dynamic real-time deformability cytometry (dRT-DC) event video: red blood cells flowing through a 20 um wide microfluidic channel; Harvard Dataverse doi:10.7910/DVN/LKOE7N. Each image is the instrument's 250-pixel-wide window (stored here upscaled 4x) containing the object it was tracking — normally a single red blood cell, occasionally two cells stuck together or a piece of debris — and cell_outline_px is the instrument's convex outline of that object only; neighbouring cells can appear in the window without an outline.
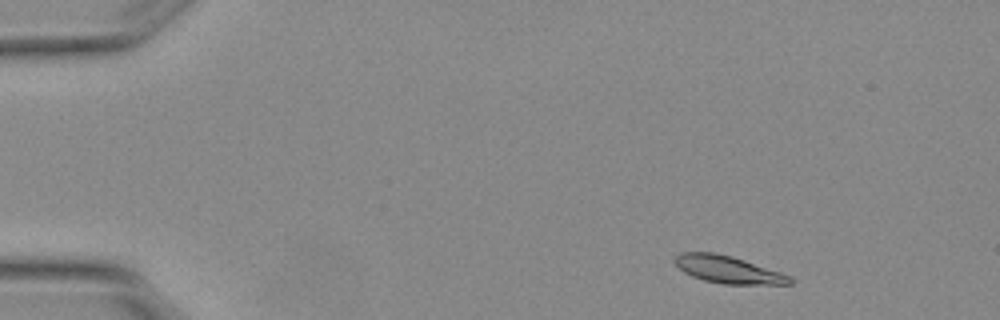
{"species": "Egyptian fruit bat (a non-hibernating species)", "species_latin": "Rousettus aegyptiacus", "temperature_condition": "warm", "stored_images_in_passage": 6, "camera_frame_rate_fps": 3000, "um_per_image_px": 0.085, "animal": {"sex": "female"}, "frame": {"image": 1, "passage_image": 1, "time_ms": 0.0, "image_size_px": [1000, 320], "cell_outline_px": [[792, 284], [724, 284], [704, 280], [692, 276], [684, 272], [676, 264], [676, 256], [680, 252], [712, 252], [732, 256], [792, 276]], "centroid_in_image_um": [61.9, 22.91], "position_along_channel_um": 23.1, "area_um2": 18.09}}
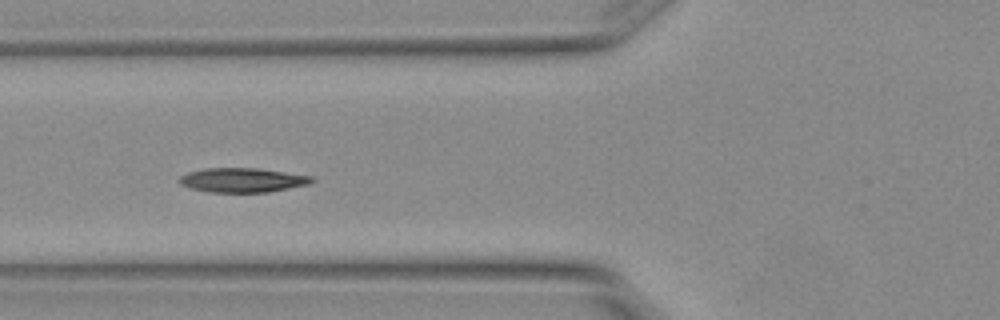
{"frame": {"image": 2, "passage_image": 5, "time_ms": 1.333, "image_size_px": [1000, 320], "cell_outline_px": [[316, 180], [312, 184], [268, 192], [208, 192], [192, 188], [180, 184], [176, 180], [180, 176], [188, 172], [204, 168], [256, 168], [312, 176]], "centroid_in_image_um": [20.62, 15.31], "position_along_channel_um": 105.2, "area_um2": 18.9}}
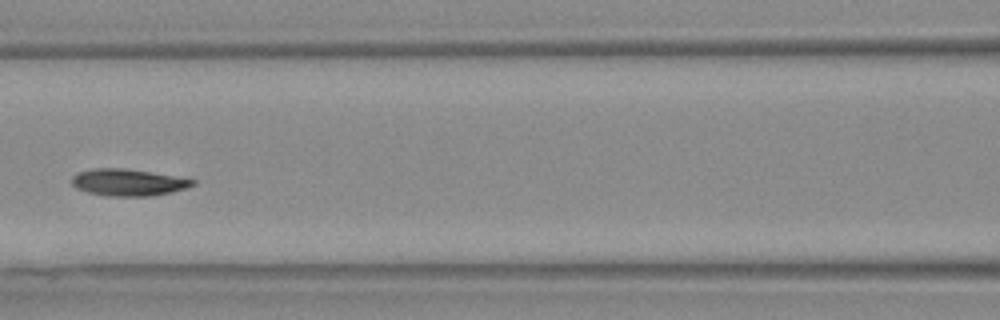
{"frame": {"image": 3, "passage_image": 6, "time_ms": 1.667, "image_size_px": [1000, 320], "cell_outline_px": [[196, 184], [188, 188], [172, 192], [152, 196], [104, 196], [88, 192], [76, 188], [72, 184], [72, 176], [80, 172], [96, 168], [120, 168], [148, 172], [196, 180]], "centroid_in_image_um": [10.9, 15.52], "position_along_channel_um": 155.7, "area_um2": 18.73}}